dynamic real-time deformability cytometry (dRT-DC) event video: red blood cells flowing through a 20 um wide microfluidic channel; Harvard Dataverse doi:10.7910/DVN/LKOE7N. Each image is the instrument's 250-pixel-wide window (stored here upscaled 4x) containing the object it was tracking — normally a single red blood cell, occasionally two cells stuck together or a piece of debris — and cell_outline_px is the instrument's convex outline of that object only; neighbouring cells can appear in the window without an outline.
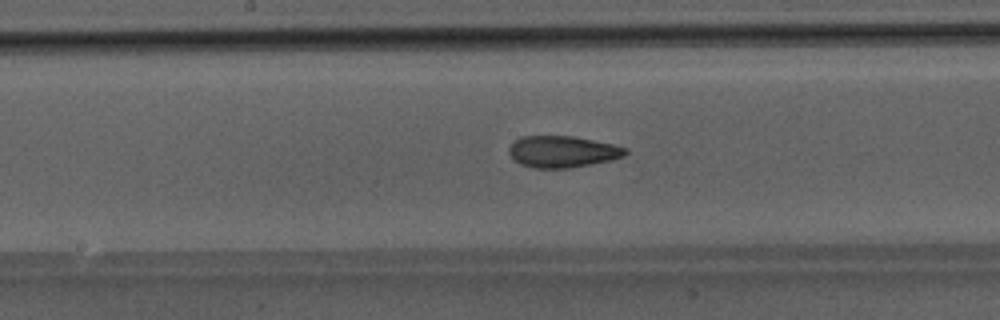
{"species": "Egyptian fruit bat (a non-hibernating species)", "species_latin": "Rousettus aegyptiacus", "temperature_condition": "room temperature", "stored_images_in_passage": 35, "camera_frame_rate_fps": 3000, "um_per_image_px": 0.085, "animal": {"sex": "male"}, "frame": {"image": 1, "passage_image": 12, "time_ms": 3.667, "image_size_px": [1000, 320], "cell_outline_px": [[628, 152], [624, 156], [612, 160], [592, 164], [568, 168], [532, 168], [520, 164], [512, 160], [508, 152], [508, 148], [520, 136], [572, 136], [612, 144], [628, 148]], "centroid_in_image_um": [47.79, 12.9], "position_along_channel_um": 200.4, "area_um2": 21.56}}
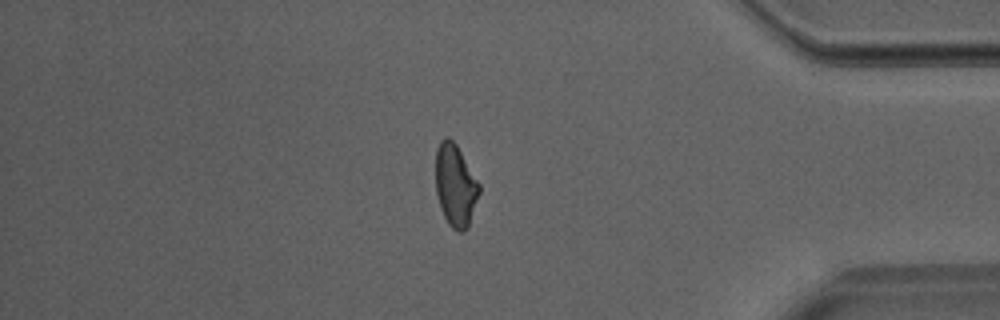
{"frame": {"image": 2, "passage_image": 28, "time_ms": 9.0, "image_size_px": [1000, 320], "cell_outline_px": [[480, 192], [468, 228], [464, 232], [456, 232], [448, 224], [440, 208], [436, 192], [436, 148], [440, 140], [444, 136], [448, 136], [456, 144], [480, 184]], "centroid_in_image_um": [38.7, 15.77], "position_along_channel_um": 396.5, "area_um2": 21.1}}
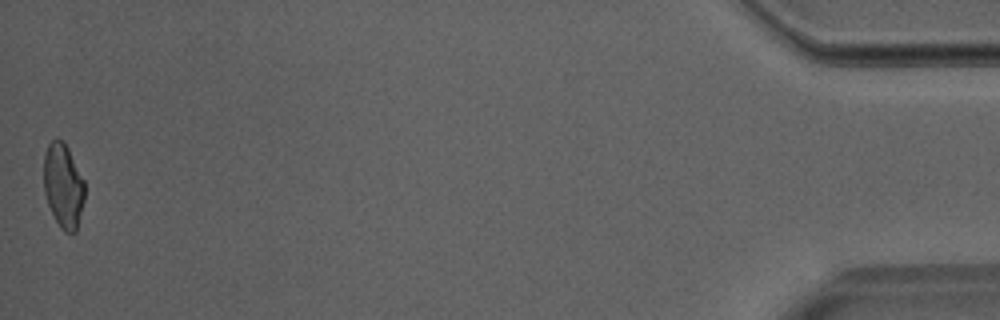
{"frame": {"image": 3, "passage_image": 35, "time_ms": 11.333, "image_size_px": [1000, 320], "cell_outline_px": [[84, 200], [76, 232], [64, 232], [60, 228], [48, 204], [44, 192], [44, 156], [48, 144], [56, 136], [64, 140], [84, 180]], "centroid_in_image_um": [5.37, 15.75], "position_along_channel_um": 429.8, "area_um2": 20.17}}